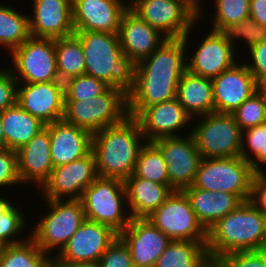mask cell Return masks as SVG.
<instances>
[{
  "mask_svg": "<svg viewBox=\"0 0 266 267\" xmlns=\"http://www.w3.org/2000/svg\"><path fill=\"white\" fill-rule=\"evenodd\" d=\"M192 29L184 38L166 39L149 57L135 64L134 86L127 94L129 116L177 96L179 80L187 70V41Z\"/></svg>",
  "mask_w": 266,
  "mask_h": 267,
  "instance_id": "6da1fadb",
  "label": "cell"
},
{
  "mask_svg": "<svg viewBox=\"0 0 266 267\" xmlns=\"http://www.w3.org/2000/svg\"><path fill=\"white\" fill-rule=\"evenodd\" d=\"M144 141L137 120L131 116L93 133L92 152L98 176L122 181L132 176Z\"/></svg>",
  "mask_w": 266,
  "mask_h": 267,
  "instance_id": "7a4b0ae2",
  "label": "cell"
},
{
  "mask_svg": "<svg viewBox=\"0 0 266 267\" xmlns=\"http://www.w3.org/2000/svg\"><path fill=\"white\" fill-rule=\"evenodd\" d=\"M85 58V74L122 89L128 94L134 86L135 64L123 54L118 34L75 31Z\"/></svg>",
  "mask_w": 266,
  "mask_h": 267,
  "instance_id": "3957f363",
  "label": "cell"
},
{
  "mask_svg": "<svg viewBox=\"0 0 266 267\" xmlns=\"http://www.w3.org/2000/svg\"><path fill=\"white\" fill-rule=\"evenodd\" d=\"M264 217L249 200L217 221L207 231L211 261L234 252L263 250Z\"/></svg>",
  "mask_w": 266,
  "mask_h": 267,
  "instance_id": "277c9868",
  "label": "cell"
},
{
  "mask_svg": "<svg viewBox=\"0 0 266 267\" xmlns=\"http://www.w3.org/2000/svg\"><path fill=\"white\" fill-rule=\"evenodd\" d=\"M43 201L49 209L32 225L34 229H30L29 235L42 251L51 256L54 251L57 254L62 250L86 218L81 200Z\"/></svg>",
  "mask_w": 266,
  "mask_h": 267,
  "instance_id": "5b68a950",
  "label": "cell"
},
{
  "mask_svg": "<svg viewBox=\"0 0 266 267\" xmlns=\"http://www.w3.org/2000/svg\"><path fill=\"white\" fill-rule=\"evenodd\" d=\"M80 200L87 220L107 225L118 234L131 220L124 181L120 179L98 176L84 190Z\"/></svg>",
  "mask_w": 266,
  "mask_h": 267,
  "instance_id": "8992f818",
  "label": "cell"
},
{
  "mask_svg": "<svg viewBox=\"0 0 266 267\" xmlns=\"http://www.w3.org/2000/svg\"><path fill=\"white\" fill-rule=\"evenodd\" d=\"M251 164L242 157L202 158L191 187L235 194L250 200L254 177Z\"/></svg>",
  "mask_w": 266,
  "mask_h": 267,
  "instance_id": "52a82bcc",
  "label": "cell"
},
{
  "mask_svg": "<svg viewBox=\"0 0 266 267\" xmlns=\"http://www.w3.org/2000/svg\"><path fill=\"white\" fill-rule=\"evenodd\" d=\"M128 115L127 94L109 87L103 94L86 100L65 101L64 120L92 134L121 123Z\"/></svg>",
  "mask_w": 266,
  "mask_h": 267,
  "instance_id": "ba28073f",
  "label": "cell"
},
{
  "mask_svg": "<svg viewBox=\"0 0 266 267\" xmlns=\"http://www.w3.org/2000/svg\"><path fill=\"white\" fill-rule=\"evenodd\" d=\"M191 135L202 158L238 157L242 131L232 113L213 112L192 119Z\"/></svg>",
  "mask_w": 266,
  "mask_h": 267,
  "instance_id": "9c48e42d",
  "label": "cell"
},
{
  "mask_svg": "<svg viewBox=\"0 0 266 267\" xmlns=\"http://www.w3.org/2000/svg\"><path fill=\"white\" fill-rule=\"evenodd\" d=\"M147 219L171 240L207 241V231L183 191H173Z\"/></svg>",
  "mask_w": 266,
  "mask_h": 267,
  "instance_id": "30bf717a",
  "label": "cell"
},
{
  "mask_svg": "<svg viewBox=\"0 0 266 267\" xmlns=\"http://www.w3.org/2000/svg\"><path fill=\"white\" fill-rule=\"evenodd\" d=\"M11 70L18 83L50 82L56 71L55 39L30 36L10 53Z\"/></svg>",
  "mask_w": 266,
  "mask_h": 267,
  "instance_id": "8fae6325",
  "label": "cell"
},
{
  "mask_svg": "<svg viewBox=\"0 0 266 267\" xmlns=\"http://www.w3.org/2000/svg\"><path fill=\"white\" fill-rule=\"evenodd\" d=\"M188 131L178 137H164L153 141L160 149L169 178V185L175 191L190 187L196 177L202 157Z\"/></svg>",
  "mask_w": 266,
  "mask_h": 267,
  "instance_id": "7c38bea8",
  "label": "cell"
},
{
  "mask_svg": "<svg viewBox=\"0 0 266 267\" xmlns=\"http://www.w3.org/2000/svg\"><path fill=\"white\" fill-rule=\"evenodd\" d=\"M127 2L134 13L167 38H184L191 28L199 23L180 0H127Z\"/></svg>",
  "mask_w": 266,
  "mask_h": 267,
  "instance_id": "4fadbf2b",
  "label": "cell"
},
{
  "mask_svg": "<svg viewBox=\"0 0 266 267\" xmlns=\"http://www.w3.org/2000/svg\"><path fill=\"white\" fill-rule=\"evenodd\" d=\"M97 177L95 156L91 151L81 159L54 167L39 193L43 199L80 200L84 190Z\"/></svg>",
  "mask_w": 266,
  "mask_h": 267,
  "instance_id": "5bb4252c",
  "label": "cell"
},
{
  "mask_svg": "<svg viewBox=\"0 0 266 267\" xmlns=\"http://www.w3.org/2000/svg\"><path fill=\"white\" fill-rule=\"evenodd\" d=\"M117 237L118 233L111 227L86 219L52 258L57 263H98Z\"/></svg>",
  "mask_w": 266,
  "mask_h": 267,
  "instance_id": "9a60e30c",
  "label": "cell"
},
{
  "mask_svg": "<svg viewBox=\"0 0 266 267\" xmlns=\"http://www.w3.org/2000/svg\"><path fill=\"white\" fill-rule=\"evenodd\" d=\"M209 31L202 41L196 44L198 46L192 56L187 55L186 63L189 72L213 79L234 66L240 59L238 60L239 55L234 46L220 31Z\"/></svg>",
  "mask_w": 266,
  "mask_h": 267,
  "instance_id": "2e32d148",
  "label": "cell"
},
{
  "mask_svg": "<svg viewBox=\"0 0 266 267\" xmlns=\"http://www.w3.org/2000/svg\"><path fill=\"white\" fill-rule=\"evenodd\" d=\"M118 237L128 247L134 267H154L172 241L147 218H131Z\"/></svg>",
  "mask_w": 266,
  "mask_h": 267,
  "instance_id": "e0dca14e",
  "label": "cell"
},
{
  "mask_svg": "<svg viewBox=\"0 0 266 267\" xmlns=\"http://www.w3.org/2000/svg\"><path fill=\"white\" fill-rule=\"evenodd\" d=\"M211 80L214 112L217 113H233L261 88L245 62H237Z\"/></svg>",
  "mask_w": 266,
  "mask_h": 267,
  "instance_id": "ac0fdd59",
  "label": "cell"
},
{
  "mask_svg": "<svg viewBox=\"0 0 266 267\" xmlns=\"http://www.w3.org/2000/svg\"><path fill=\"white\" fill-rule=\"evenodd\" d=\"M134 118L147 142L181 136L180 130L192 122L177 97L143 108Z\"/></svg>",
  "mask_w": 266,
  "mask_h": 267,
  "instance_id": "d6986e66",
  "label": "cell"
},
{
  "mask_svg": "<svg viewBox=\"0 0 266 267\" xmlns=\"http://www.w3.org/2000/svg\"><path fill=\"white\" fill-rule=\"evenodd\" d=\"M128 8L126 0H72L74 31L118 34L121 17Z\"/></svg>",
  "mask_w": 266,
  "mask_h": 267,
  "instance_id": "ffe728a7",
  "label": "cell"
},
{
  "mask_svg": "<svg viewBox=\"0 0 266 267\" xmlns=\"http://www.w3.org/2000/svg\"><path fill=\"white\" fill-rule=\"evenodd\" d=\"M29 15L30 35L35 38H61L74 34L72 0H33Z\"/></svg>",
  "mask_w": 266,
  "mask_h": 267,
  "instance_id": "44dd1931",
  "label": "cell"
},
{
  "mask_svg": "<svg viewBox=\"0 0 266 267\" xmlns=\"http://www.w3.org/2000/svg\"><path fill=\"white\" fill-rule=\"evenodd\" d=\"M118 35L123 54L134 64L149 57L168 39L130 8L121 17Z\"/></svg>",
  "mask_w": 266,
  "mask_h": 267,
  "instance_id": "7402d4cb",
  "label": "cell"
},
{
  "mask_svg": "<svg viewBox=\"0 0 266 267\" xmlns=\"http://www.w3.org/2000/svg\"><path fill=\"white\" fill-rule=\"evenodd\" d=\"M16 103L45 125L64 118L65 98L51 81L18 83Z\"/></svg>",
  "mask_w": 266,
  "mask_h": 267,
  "instance_id": "603a6c76",
  "label": "cell"
},
{
  "mask_svg": "<svg viewBox=\"0 0 266 267\" xmlns=\"http://www.w3.org/2000/svg\"><path fill=\"white\" fill-rule=\"evenodd\" d=\"M17 152L18 175L21 183L40 189L54 168L50 152L49 130L45 128Z\"/></svg>",
  "mask_w": 266,
  "mask_h": 267,
  "instance_id": "cb8c5ba5",
  "label": "cell"
},
{
  "mask_svg": "<svg viewBox=\"0 0 266 267\" xmlns=\"http://www.w3.org/2000/svg\"><path fill=\"white\" fill-rule=\"evenodd\" d=\"M54 167L81 159L92 151V133L64 119L46 125Z\"/></svg>",
  "mask_w": 266,
  "mask_h": 267,
  "instance_id": "d4e9b609",
  "label": "cell"
},
{
  "mask_svg": "<svg viewBox=\"0 0 266 267\" xmlns=\"http://www.w3.org/2000/svg\"><path fill=\"white\" fill-rule=\"evenodd\" d=\"M182 191L189 199L197 220L206 231L242 203L232 193L213 192L191 186Z\"/></svg>",
  "mask_w": 266,
  "mask_h": 267,
  "instance_id": "484cf974",
  "label": "cell"
},
{
  "mask_svg": "<svg viewBox=\"0 0 266 267\" xmlns=\"http://www.w3.org/2000/svg\"><path fill=\"white\" fill-rule=\"evenodd\" d=\"M124 185L131 218H147L174 191L170 185L158 184L140 177H129L124 181Z\"/></svg>",
  "mask_w": 266,
  "mask_h": 267,
  "instance_id": "4316f807",
  "label": "cell"
},
{
  "mask_svg": "<svg viewBox=\"0 0 266 267\" xmlns=\"http://www.w3.org/2000/svg\"><path fill=\"white\" fill-rule=\"evenodd\" d=\"M176 97L192 119L214 112L213 84L210 78L186 70L179 80Z\"/></svg>",
  "mask_w": 266,
  "mask_h": 267,
  "instance_id": "83f0119b",
  "label": "cell"
},
{
  "mask_svg": "<svg viewBox=\"0 0 266 267\" xmlns=\"http://www.w3.org/2000/svg\"><path fill=\"white\" fill-rule=\"evenodd\" d=\"M6 148L17 151L45 128V124L30 115L17 103L0 112Z\"/></svg>",
  "mask_w": 266,
  "mask_h": 267,
  "instance_id": "f1b7e54d",
  "label": "cell"
},
{
  "mask_svg": "<svg viewBox=\"0 0 266 267\" xmlns=\"http://www.w3.org/2000/svg\"><path fill=\"white\" fill-rule=\"evenodd\" d=\"M206 242L172 240L154 267H206L211 262Z\"/></svg>",
  "mask_w": 266,
  "mask_h": 267,
  "instance_id": "f546056e",
  "label": "cell"
},
{
  "mask_svg": "<svg viewBox=\"0 0 266 267\" xmlns=\"http://www.w3.org/2000/svg\"><path fill=\"white\" fill-rule=\"evenodd\" d=\"M29 14L0 5V46L9 52L21 46L29 37Z\"/></svg>",
  "mask_w": 266,
  "mask_h": 267,
  "instance_id": "4dcf8cb0",
  "label": "cell"
},
{
  "mask_svg": "<svg viewBox=\"0 0 266 267\" xmlns=\"http://www.w3.org/2000/svg\"><path fill=\"white\" fill-rule=\"evenodd\" d=\"M51 258L29 238L20 244L1 247L0 267H43Z\"/></svg>",
  "mask_w": 266,
  "mask_h": 267,
  "instance_id": "1f68e13d",
  "label": "cell"
},
{
  "mask_svg": "<svg viewBox=\"0 0 266 267\" xmlns=\"http://www.w3.org/2000/svg\"><path fill=\"white\" fill-rule=\"evenodd\" d=\"M130 177H140L158 184L169 185L167 165L160 149L147 142L139 150L134 174Z\"/></svg>",
  "mask_w": 266,
  "mask_h": 267,
  "instance_id": "d6a6232c",
  "label": "cell"
},
{
  "mask_svg": "<svg viewBox=\"0 0 266 267\" xmlns=\"http://www.w3.org/2000/svg\"><path fill=\"white\" fill-rule=\"evenodd\" d=\"M57 68L75 77L85 74V58L81 41L73 34L55 39Z\"/></svg>",
  "mask_w": 266,
  "mask_h": 267,
  "instance_id": "836d02e7",
  "label": "cell"
},
{
  "mask_svg": "<svg viewBox=\"0 0 266 267\" xmlns=\"http://www.w3.org/2000/svg\"><path fill=\"white\" fill-rule=\"evenodd\" d=\"M265 144L266 123L242 131L240 157L251 164L255 174L266 172V169H262L264 166Z\"/></svg>",
  "mask_w": 266,
  "mask_h": 267,
  "instance_id": "e575fe53",
  "label": "cell"
},
{
  "mask_svg": "<svg viewBox=\"0 0 266 267\" xmlns=\"http://www.w3.org/2000/svg\"><path fill=\"white\" fill-rule=\"evenodd\" d=\"M223 36L234 46L238 53L239 40H245V46L248 50L266 40V27L257 23L253 18L248 17L239 23L229 24L220 31ZM236 41V42H235ZM238 45L237 47H235ZM238 50V51H237Z\"/></svg>",
  "mask_w": 266,
  "mask_h": 267,
  "instance_id": "d590c367",
  "label": "cell"
},
{
  "mask_svg": "<svg viewBox=\"0 0 266 267\" xmlns=\"http://www.w3.org/2000/svg\"><path fill=\"white\" fill-rule=\"evenodd\" d=\"M232 114L241 131L266 123V87H261Z\"/></svg>",
  "mask_w": 266,
  "mask_h": 267,
  "instance_id": "8d00e7d4",
  "label": "cell"
},
{
  "mask_svg": "<svg viewBox=\"0 0 266 267\" xmlns=\"http://www.w3.org/2000/svg\"><path fill=\"white\" fill-rule=\"evenodd\" d=\"M250 0H215L212 30L221 31L229 24L239 23L250 17Z\"/></svg>",
  "mask_w": 266,
  "mask_h": 267,
  "instance_id": "74e56055",
  "label": "cell"
},
{
  "mask_svg": "<svg viewBox=\"0 0 266 267\" xmlns=\"http://www.w3.org/2000/svg\"><path fill=\"white\" fill-rule=\"evenodd\" d=\"M20 210L21 208L18 209V206L15 207V205H13L8 211L2 214V217L0 218L1 247L20 244L30 238V236L27 235V239H20L22 231L25 233L26 231L24 230H27L26 214Z\"/></svg>",
  "mask_w": 266,
  "mask_h": 267,
  "instance_id": "f35d334b",
  "label": "cell"
},
{
  "mask_svg": "<svg viewBox=\"0 0 266 267\" xmlns=\"http://www.w3.org/2000/svg\"><path fill=\"white\" fill-rule=\"evenodd\" d=\"M110 86L104 81L86 74L75 77L71 92L65 101H77L95 98L103 94Z\"/></svg>",
  "mask_w": 266,
  "mask_h": 267,
  "instance_id": "ab89813d",
  "label": "cell"
},
{
  "mask_svg": "<svg viewBox=\"0 0 266 267\" xmlns=\"http://www.w3.org/2000/svg\"><path fill=\"white\" fill-rule=\"evenodd\" d=\"M214 262L218 267H266V250L234 252Z\"/></svg>",
  "mask_w": 266,
  "mask_h": 267,
  "instance_id": "60d3db41",
  "label": "cell"
},
{
  "mask_svg": "<svg viewBox=\"0 0 266 267\" xmlns=\"http://www.w3.org/2000/svg\"><path fill=\"white\" fill-rule=\"evenodd\" d=\"M18 184L22 185L18 175L17 152L0 148V192Z\"/></svg>",
  "mask_w": 266,
  "mask_h": 267,
  "instance_id": "b9f144b4",
  "label": "cell"
},
{
  "mask_svg": "<svg viewBox=\"0 0 266 267\" xmlns=\"http://www.w3.org/2000/svg\"><path fill=\"white\" fill-rule=\"evenodd\" d=\"M98 264L100 267H134L130 251L119 237L102 254Z\"/></svg>",
  "mask_w": 266,
  "mask_h": 267,
  "instance_id": "7bdbcfd3",
  "label": "cell"
},
{
  "mask_svg": "<svg viewBox=\"0 0 266 267\" xmlns=\"http://www.w3.org/2000/svg\"><path fill=\"white\" fill-rule=\"evenodd\" d=\"M248 51L250 57L245 64L257 83L266 87V40L252 46Z\"/></svg>",
  "mask_w": 266,
  "mask_h": 267,
  "instance_id": "ee69618b",
  "label": "cell"
},
{
  "mask_svg": "<svg viewBox=\"0 0 266 267\" xmlns=\"http://www.w3.org/2000/svg\"><path fill=\"white\" fill-rule=\"evenodd\" d=\"M17 85L9 66L0 67V112L16 104Z\"/></svg>",
  "mask_w": 266,
  "mask_h": 267,
  "instance_id": "f6af8a7d",
  "label": "cell"
},
{
  "mask_svg": "<svg viewBox=\"0 0 266 267\" xmlns=\"http://www.w3.org/2000/svg\"><path fill=\"white\" fill-rule=\"evenodd\" d=\"M250 201L266 216V172L254 174Z\"/></svg>",
  "mask_w": 266,
  "mask_h": 267,
  "instance_id": "bcb514c9",
  "label": "cell"
},
{
  "mask_svg": "<svg viewBox=\"0 0 266 267\" xmlns=\"http://www.w3.org/2000/svg\"><path fill=\"white\" fill-rule=\"evenodd\" d=\"M75 76L67 73L63 69L56 68L53 74L51 83L58 90V92L66 98L71 92L72 85L74 83Z\"/></svg>",
  "mask_w": 266,
  "mask_h": 267,
  "instance_id": "7dc6e473",
  "label": "cell"
},
{
  "mask_svg": "<svg viewBox=\"0 0 266 267\" xmlns=\"http://www.w3.org/2000/svg\"><path fill=\"white\" fill-rule=\"evenodd\" d=\"M250 17L266 27V0H250Z\"/></svg>",
  "mask_w": 266,
  "mask_h": 267,
  "instance_id": "c3c4849f",
  "label": "cell"
},
{
  "mask_svg": "<svg viewBox=\"0 0 266 267\" xmlns=\"http://www.w3.org/2000/svg\"><path fill=\"white\" fill-rule=\"evenodd\" d=\"M180 2L197 21H201L199 20L200 17L201 19H204L202 16H206V14L203 12L204 8L206 10V7L203 5L201 0H180Z\"/></svg>",
  "mask_w": 266,
  "mask_h": 267,
  "instance_id": "681fc988",
  "label": "cell"
},
{
  "mask_svg": "<svg viewBox=\"0 0 266 267\" xmlns=\"http://www.w3.org/2000/svg\"><path fill=\"white\" fill-rule=\"evenodd\" d=\"M14 202L6 199L5 195L0 194V218L2 214L8 211L14 204Z\"/></svg>",
  "mask_w": 266,
  "mask_h": 267,
  "instance_id": "f907efd6",
  "label": "cell"
},
{
  "mask_svg": "<svg viewBox=\"0 0 266 267\" xmlns=\"http://www.w3.org/2000/svg\"><path fill=\"white\" fill-rule=\"evenodd\" d=\"M59 267H100L98 263H58Z\"/></svg>",
  "mask_w": 266,
  "mask_h": 267,
  "instance_id": "816d5d0a",
  "label": "cell"
},
{
  "mask_svg": "<svg viewBox=\"0 0 266 267\" xmlns=\"http://www.w3.org/2000/svg\"><path fill=\"white\" fill-rule=\"evenodd\" d=\"M0 148H6V142H5V136H4V130L1 122L0 117Z\"/></svg>",
  "mask_w": 266,
  "mask_h": 267,
  "instance_id": "f5cc1de1",
  "label": "cell"
},
{
  "mask_svg": "<svg viewBox=\"0 0 266 267\" xmlns=\"http://www.w3.org/2000/svg\"><path fill=\"white\" fill-rule=\"evenodd\" d=\"M263 250H266V216L264 217V228H263Z\"/></svg>",
  "mask_w": 266,
  "mask_h": 267,
  "instance_id": "db71d44e",
  "label": "cell"
},
{
  "mask_svg": "<svg viewBox=\"0 0 266 267\" xmlns=\"http://www.w3.org/2000/svg\"><path fill=\"white\" fill-rule=\"evenodd\" d=\"M43 267H59L58 263L51 258Z\"/></svg>",
  "mask_w": 266,
  "mask_h": 267,
  "instance_id": "11a10c76",
  "label": "cell"
},
{
  "mask_svg": "<svg viewBox=\"0 0 266 267\" xmlns=\"http://www.w3.org/2000/svg\"><path fill=\"white\" fill-rule=\"evenodd\" d=\"M264 168H266V144L264 145Z\"/></svg>",
  "mask_w": 266,
  "mask_h": 267,
  "instance_id": "9f6ffc18",
  "label": "cell"
},
{
  "mask_svg": "<svg viewBox=\"0 0 266 267\" xmlns=\"http://www.w3.org/2000/svg\"><path fill=\"white\" fill-rule=\"evenodd\" d=\"M206 267H218L214 261H211Z\"/></svg>",
  "mask_w": 266,
  "mask_h": 267,
  "instance_id": "6f0895ef",
  "label": "cell"
}]
</instances>
